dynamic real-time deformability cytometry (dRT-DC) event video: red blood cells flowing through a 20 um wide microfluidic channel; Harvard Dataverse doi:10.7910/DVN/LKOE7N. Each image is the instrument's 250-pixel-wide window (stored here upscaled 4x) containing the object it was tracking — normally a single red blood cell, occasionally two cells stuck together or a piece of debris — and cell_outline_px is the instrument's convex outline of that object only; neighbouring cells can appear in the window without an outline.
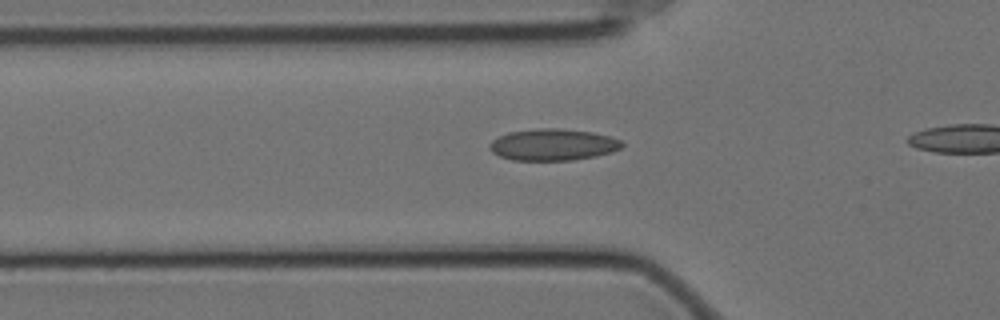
{"species": "Egyptian fruit bat (a non-hibernating species)", "species_latin": "Rousettus aegyptiacus", "temperature_condition": "cold", "stored_images_in_passage": 28, "camera_frame_rate_fps": 3000, "um_per_image_px": 0.085, "animal": {"sex": "female"}, "frame": {"image": 1, "passage_image": 8, "time_ms": 2.333, "image_size_px": [1000, 320], "cell_outline_px": [[624, 144], [620, 148], [612, 152], [596, 156], [572, 160], [512, 160], [500, 156], [492, 152], [488, 148], [488, 144], [492, 140], [508, 132], [540, 128], [556, 128], [592, 132], [608, 136], [620, 140]], "centroid_in_image_um": [46.98, 12.3], "position_along_channel_um": 78.8, "area_um2": 24.33}}
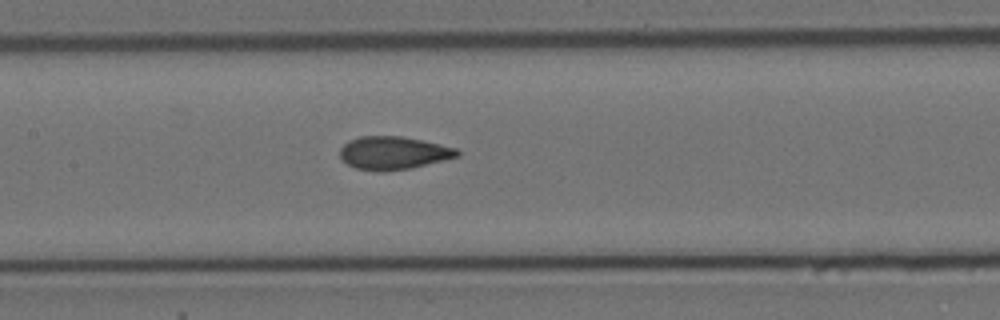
{"frame": {"image": 2, "passage_image": 16, "time_ms": 5.0, "image_size_px": [1000, 320], "cell_outline_px": [[460, 156], [408, 168], [384, 172], [380, 172], [356, 168], [348, 164], [340, 156], [340, 148], [348, 140], [360, 136], [400, 136], [440, 144], [456, 148], [460, 152]], "centroid_in_image_um": [33.41, 12.99], "position_along_channel_um": 174.0, "area_um2": 22.37}}
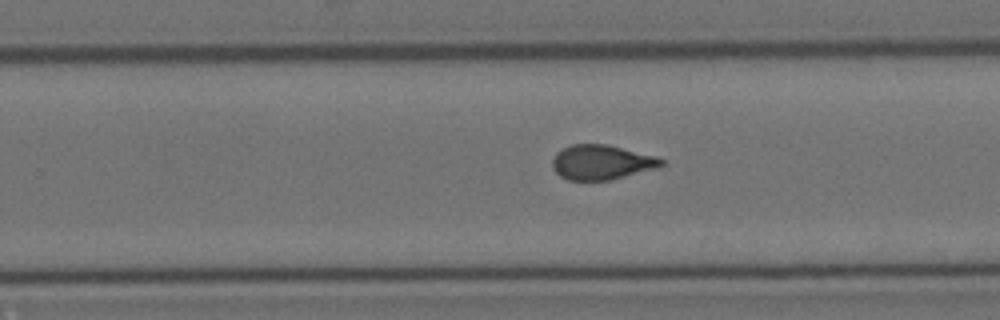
{"frame": {"image": 3, "passage_image": 25, "time_ms": 8.0, "image_size_px": [1000, 320], "cell_outline_px": [[664, 164], [660, 168], [612, 180], [568, 180], [560, 176], [552, 168], [552, 160], [556, 152], [572, 144], [608, 144], [656, 156], [664, 160]], "centroid_in_image_um": [51.16, 13.8], "position_along_channel_um": 278.6, "area_um2": 22.37}}